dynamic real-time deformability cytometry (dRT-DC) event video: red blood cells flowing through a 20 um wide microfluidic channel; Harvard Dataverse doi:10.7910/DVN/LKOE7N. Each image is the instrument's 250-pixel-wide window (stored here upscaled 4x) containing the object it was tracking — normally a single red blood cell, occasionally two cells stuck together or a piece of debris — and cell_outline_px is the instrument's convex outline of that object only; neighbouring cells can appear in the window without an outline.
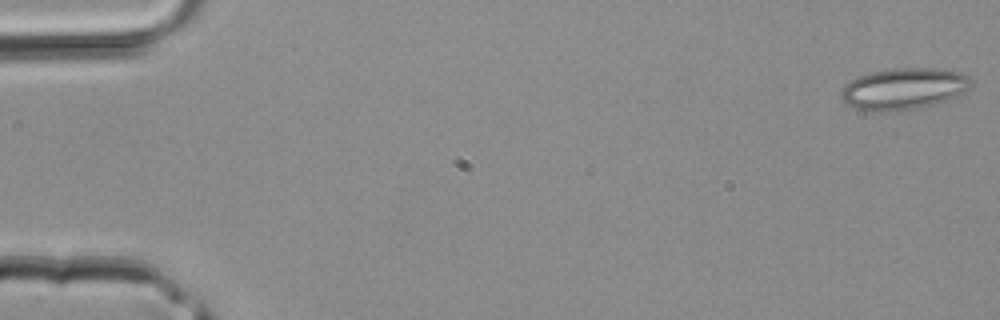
{"species": "common noctule bat (a hibernating species)", "species_latin": "Nyctalus noctula", "temperature_condition": "room temperature", "stored_images_in_passage": 8, "camera_frame_rate_fps": 3000, "um_per_image_px": 0.085, "animal": {"sex": "male", "body_mass_g": 20.4}, "frame": {"image": 1, "passage_image": 1, "time_ms": 0.0, "image_size_px": [1000, 320], "cell_outline_px": [[976, 80], [964, 92], [948, 100], [924, 108], [888, 112], [868, 112], [852, 108], [840, 96], [840, 92], [844, 84], [856, 76], [868, 72], [896, 68], [932, 68], [960, 72]], "centroid_in_image_um": [76.8, 7.56], "position_along_channel_um": 8.2, "area_um2": 32.25}}